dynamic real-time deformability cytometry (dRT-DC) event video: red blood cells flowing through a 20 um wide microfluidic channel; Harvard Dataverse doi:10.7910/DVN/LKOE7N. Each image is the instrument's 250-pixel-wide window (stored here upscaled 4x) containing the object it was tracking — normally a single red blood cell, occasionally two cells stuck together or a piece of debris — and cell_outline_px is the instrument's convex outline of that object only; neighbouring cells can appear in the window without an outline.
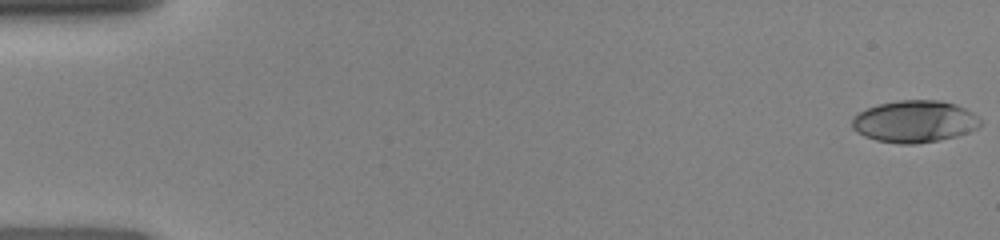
{"species": "human", "species_latin": "Homo sapiens", "temperature_condition": "room temperature", "stored_images_in_passage": 40, "camera_frame_rate_fps": 3000, "um_per_image_px": 0.085, "donor": {"sex": "female"}, "frame": {"image": 1, "passage_image": 1, "time_ms": 0.0, "image_size_px": [1000, 240], "cell_outline_px": [[980, 128], [956, 136], [916, 144], [900, 144], [876, 140], [864, 136], [856, 132], [852, 128], [852, 116], [876, 104], [900, 100], [940, 100], [956, 104], [972, 112], [980, 120]], "centroid_in_image_um": [77.72, 10.32], "position_along_channel_um": 7.3, "area_um2": 31.44}}
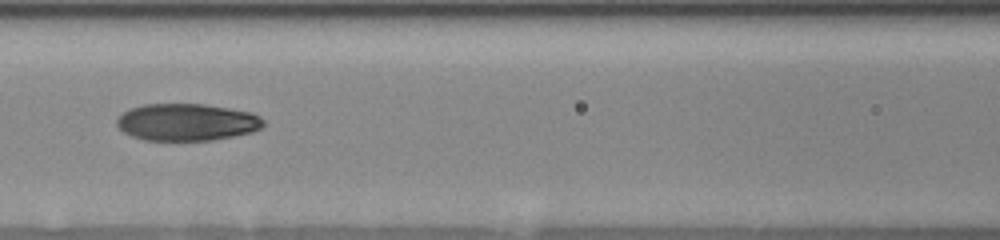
{"frame": {"image": 2, "passage_image": 34, "time_ms": 7.0, "image_size_px": [1000, 240], "cell_outline_px": [[264, 124], [260, 128], [252, 132], [212, 140], [144, 140], [132, 136], [124, 132], [116, 124], [116, 120], [124, 112], [132, 108], [144, 104], [204, 104], [252, 112], [260, 116], [264, 120]], "centroid_in_image_um": [15.89, 10.38], "position_along_channel_um": 150.7, "area_um2": 31.56}}
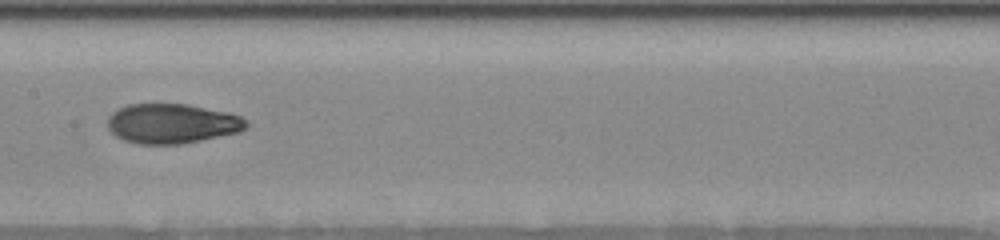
{"frame": {"image": 3, "passage_image": 39, "time_ms": 8.0, "image_size_px": [1000, 240], "cell_outline_px": [[248, 128], [240, 132], [180, 144], [136, 144], [124, 140], [116, 136], [108, 128], [108, 116], [112, 112], [128, 104], [188, 104], [228, 112], [240, 116], [248, 120]], "centroid_in_image_um": [14.64, 10.5], "position_along_channel_um": 192.8, "area_um2": 32.25}}